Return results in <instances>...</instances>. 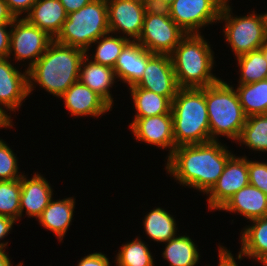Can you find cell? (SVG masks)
I'll return each instance as SVG.
<instances>
[{"label":"cell","mask_w":267,"mask_h":266,"mask_svg":"<svg viewBox=\"0 0 267 266\" xmlns=\"http://www.w3.org/2000/svg\"><path fill=\"white\" fill-rule=\"evenodd\" d=\"M135 86L165 96L172 102L179 87L170 55L152 54L147 50V65Z\"/></svg>","instance_id":"12"},{"label":"cell","mask_w":267,"mask_h":266,"mask_svg":"<svg viewBox=\"0 0 267 266\" xmlns=\"http://www.w3.org/2000/svg\"><path fill=\"white\" fill-rule=\"evenodd\" d=\"M109 259L102 253H91L80 260L77 266H110Z\"/></svg>","instance_id":"36"},{"label":"cell","mask_w":267,"mask_h":266,"mask_svg":"<svg viewBox=\"0 0 267 266\" xmlns=\"http://www.w3.org/2000/svg\"><path fill=\"white\" fill-rule=\"evenodd\" d=\"M218 266H238L230 251L219 247V265Z\"/></svg>","instance_id":"40"},{"label":"cell","mask_w":267,"mask_h":266,"mask_svg":"<svg viewBox=\"0 0 267 266\" xmlns=\"http://www.w3.org/2000/svg\"><path fill=\"white\" fill-rule=\"evenodd\" d=\"M21 179L0 181V216L20 219Z\"/></svg>","instance_id":"31"},{"label":"cell","mask_w":267,"mask_h":266,"mask_svg":"<svg viewBox=\"0 0 267 266\" xmlns=\"http://www.w3.org/2000/svg\"><path fill=\"white\" fill-rule=\"evenodd\" d=\"M10 126H12V123L0 112V128H7Z\"/></svg>","instance_id":"44"},{"label":"cell","mask_w":267,"mask_h":266,"mask_svg":"<svg viewBox=\"0 0 267 266\" xmlns=\"http://www.w3.org/2000/svg\"><path fill=\"white\" fill-rule=\"evenodd\" d=\"M25 176L21 178L20 218L24 210L29 218H39L52 200L53 191L42 175L35 174L29 180Z\"/></svg>","instance_id":"17"},{"label":"cell","mask_w":267,"mask_h":266,"mask_svg":"<svg viewBox=\"0 0 267 266\" xmlns=\"http://www.w3.org/2000/svg\"><path fill=\"white\" fill-rule=\"evenodd\" d=\"M147 65V50L136 41H130L121 51L114 66L116 78L130 86L143 76Z\"/></svg>","instance_id":"20"},{"label":"cell","mask_w":267,"mask_h":266,"mask_svg":"<svg viewBox=\"0 0 267 266\" xmlns=\"http://www.w3.org/2000/svg\"><path fill=\"white\" fill-rule=\"evenodd\" d=\"M10 12L14 15L15 18H19L22 13H29L31 7L36 2V0H4Z\"/></svg>","instance_id":"35"},{"label":"cell","mask_w":267,"mask_h":266,"mask_svg":"<svg viewBox=\"0 0 267 266\" xmlns=\"http://www.w3.org/2000/svg\"><path fill=\"white\" fill-rule=\"evenodd\" d=\"M257 261H260L261 263H263V266H267V251L265 253H263L258 259Z\"/></svg>","instance_id":"45"},{"label":"cell","mask_w":267,"mask_h":266,"mask_svg":"<svg viewBox=\"0 0 267 266\" xmlns=\"http://www.w3.org/2000/svg\"><path fill=\"white\" fill-rule=\"evenodd\" d=\"M237 61L241 71L239 84L267 79V62L260 49L238 56Z\"/></svg>","instance_id":"29"},{"label":"cell","mask_w":267,"mask_h":266,"mask_svg":"<svg viewBox=\"0 0 267 266\" xmlns=\"http://www.w3.org/2000/svg\"><path fill=\"white\" fill-rule=\"evenodd\" d=\"M260 50L263 52V55L267 62V40H265V43L261 46Z\"/></svg>","instance_id":"46"},{"label":"cell","mask_w":267,"mask_h":266,"mask_svg":"<svg viewBox=\"0 0 267 266\" xmlns=\"http://www.w3.org/2000/svg\"><path fill=\"white\" fill-rule=\"evenodd\" d=\"M109 34L101 36L94 42L98 43V45L93 62L114 68L121 51L131 40L127 36L113 37L112 35L109 36Z\"/></svg>","instance_id":"30"},{"label":"cell","mask_w":267,"mask_h":266,"mask_svg":"<svg viewBox=\"0 0 267 266\" xmlns=\"http://www.w3.org/2000/svg\"><path fill=\"white\" fill-rule=\"evenodd\" d=\"M17 158L8 145L0 139V181L21 179L18 175Z\"/></svg>","instance_id":"33"},{"label":"cell","mask_w":267,"mask_h":266,"mask_svg":"<svg viewBox=\"0 0 267 266\" xmlns=\"http://www.w3.org/2000/svg\"><path fill=\"white\" fill-rule=\"evenodd\" d=\"M97 1L109 2V1H111V0H97Z\"/></svg>","instance_id":"49"},{"label":"cell","mask_w":267,"mask_h":266,"mask_svg":"<svg viewBox=\"0 0 267 266\" xmlns=\"http://www.w3.org/2000/svg\"><path fill=\"white\" fill-rule=\"evenodd\" d=\"M143 224L146 234L154 241L167 242L177 236L175 219L160 207L151 210Z\"/></svg>","instance_id":"26"},{"label":"cell","mask_w":267,"mask_h":266,"mask_svg":"<svg viewBox=\"0 0 267 266\" xmlns=\"http://www.w3.org/2000/svg\"><path fill=\"white\" fill-rule=\"evenodd\" d=\"M175 0H147L150 7L156 9H167Z\"/></svg>","instance_id":"42"},{"label":"cell","mask_w":267,"mask_h":266,"mask_svg":"<svg viewBox=\"0 0 267 266\" xmlns=\"http://www.w3.org/2000/svg\"><path fill=\"white\" fill-rule=\"evenodd\" d=\"M249 184L267 195V163L248 160Z\"/></svg>","instance_id":"34"},{"label":"cell","mask_w":267,"mask_h":266,"mask_svg":"<svg viewBox=\"0 0 267 266\" xmlns=\"http://www.w3.org/2000/svg\"><path fill=\"white\" fill-rule=\"evenodd\" d=\"M60 98L64 99L71 115L76 117L88 115L98 117L112 108L101 96L79 80L74 82Z\"/></svg>","instance_id":"16"},{"label":"cell","mask_w":267,"mask_h":266,"mask_svg":"<svg viewBox=\"0 0 267 266\" xmlns=\"http://www.w3.org/2000/svg\"><path fill=\"white\" fill-rule=\"evenodd\" d=\"M24 18L54 39L67 19V12L60 0H36Z\"/></svg>","instance_id":"18"},{"label":"cell","mask_w":267,"mask_h":266,"mask_svg":"<svg viewBox=\"0 0 267 266\" xmlns=\"http://www.w3.org/2000/svg\"><path fill=\"white\" fill-rule=\"evenodd\" d=\"M229 4L222 6L219 21L225 22L224 33L235 56H241L251 51L259 50L265 43L264 19L259 15L247 14L242 17H232Z\"/></svg>","instance_id":"8"},{"label":"cell","mask_w":267,"mask_h":266,"mask_svg":"<svg viewBox=\"0 0 267 266\" xmlns=\"http://www.w3.org/2000/svg\"><path fill=\"white\" fill-rule=\"evenodd\" d=\"M130 129L136 140L152 144L173 153L175 146L172 114L155 115L146 118H134Z\"/></svg>","instance_id":"15"},{"label":"cell","mask_w":267,"mask_h":266,"mask_svg":"<svg viewBox=\"0 0 267 266\" xmlns=\"http://www.w3.org/2000/svg\"><path fill=\"white\" fill-rule=\"evenodd\" d=\"M147 0H111L107 2L110 33L122 31L136 41L142 31L145 14L149 8Z\"/></svg>","instance_id":"11"},{"label":"cell","mask_w":267,"mask_h":266,"mask_svg":"<svg viewBox=\"0 0 267 266\" xmlns=\"http://www.w3.org/2000/svg\"><path fill=\"white\" fill-rule=\"evenodd\" d=\"M15 223V220H13L10 217L6 216H0V240L3 239L7 233H10L9 231L12 229L13 224ZM8 242L6 243H0V250H5V247L7 246Z\"/></svg>","instance_id":"38"},{"label":"cell","mask_w":267,"mask_h":266,"mask_svg":"<svg viewBox=\"0 0 267 266\" xmlns=\"http://www.w3.org/2000/svg\"><path fill=\"white\" fill-rule=\"evenodd\" d=\"M249 184L248 160L232 155L218 178L216 184L207 193L209 209L221 210L225 203L241 188Z\"/></svg>","instance_id":"13"},{"label":"cell","mask_w":267,"mask_h":266,"mask_svg":"<svg viewBox=\"0 0 267 266\" xmlns=\"http://www.w3.org/2000/svg\"><path fill=\"white\" fill-rule=\"evenodd\" d=\"M175 146L211 141L203 88H179L171 105Z\"/></svg>","instance_id":"3"},{"label":"cell","mask_w":267,"mask_h":266,"mask_svg":"<svg viewBox=\"0 0 267 266\" xmlns=\"http://www.w3.org/2000/svg\"><path fill=\"white\" fill-rule=\"evenodd\" d=\"M29 95L28 93V70L24 74L14 68L7 58H0V112L11 123V116L6 114L7 110L15 111L19 109L22 101ZM3 106V108H2Z\"/></svg>","instance_id":"14"},{"label":"cell","mask_w":267,"mask_h":266,"mask_svg":"<svg viewBox=\"0 0 267 266\" xmlns=\"http://www.w3.org/2000/svg\"><path fill=\"white\" fill-rule=\"evenodd\" d=\"M244 114H267V79L239 84L236 89Z\"/></svg>","instance_id":"25"},{"label":"cell","mask_w":267,"mask_h":266,"mask_svg":"<svg viewBox=\"0 0 267 266\" xmlns=\"http://www.w3.org/2000/svg\"><path fill=\"white\" fill-rule=\"evenodd\" d=\"M222 6L219 0H175L167 11L186 34H199L206 24L219 21Z\"/></svg>","instance_id":"9"},{"label":"cell","mask_w":267,"mask_h":266,"mask_svg":"<svg viewBox=\"0 0 267 266\" xmlns=\"http://www.w3.org/2000/svg\"><path fill=\"white\" fill-rule=\"evenodd\" d=\"M240 141V142H239ZM238 142L256 151H267V114H256L246 118Z\"/></svg>","instance_id":"28"},{"label":"cell","mask_w":267,"mask_h":266,"mask_svg":"<svg viewBox=\"0 0 267 266\" xmlns=\"http://www.w3.org/2000/svg\"><path fill=\"white\" fill-rule=\"evenodd\" d=\"M185 35L171 19L167 9L149 7L136 42L152 54L170 55Z\"/></svg>","instance_id":"7"},{"label":"cell","mask_w":267,"mask_h":266,"mask_svg":"<svg viewBox=\"0 0 267 266\" xmlns=\"http://www.w3.org/2000/svg\"><path fill=\"white\" fill-rule=\"evenodd\" d=\"M249 225L241 232V251L237 259L243 256L257 260L267 251V216L251 220Z\"/></svg>","instance_id":"24"},{"label":"cell","mask_w":267,"mask_h":266,"mask_svg":"<svg viewBox=\"0 0 267 266\" xmlns=\"http://www.w3.org/2000/svg\"><path fill=\"white\" fill-rule=\"evenodd\" d=\"M223 5L228 4V0H219Z\"/></svg>","instance_id":"48"},{"label":"cell","mask_w":267,"mask_h":266,"mask_svg":"<svg viewBox=\"0 0 267 266\" xmlns=\"http://www.w3.org/2000/svg\"><path fill=\"white\" fill-rule=\"evenodd\" d=\"M108 33L107 2L93 0L80 10L67 14V19L54 41L83 49L87 54L91 44Z\"/></svg>","instance_id":"6"},{"label":"cell","mask_w":267,"mask_h":266,"mask_svg":"<svg viewBox=\"0 0 267 266\" xmlns=\"http://www.w3.org/2000/svg\"><path fill=\"white\" fill-rule=\"evenodd\" d=\"M15 19L7 3L4 0H0V24H12Z\"/></svg>","instance_id":"41"},{"label":"cell","mask_w":267,"mask_h":266,"mask_svg":"<svg viewBox=\"0 0 267 266\" xmlns=\"http://www.w3.org/2000/svg\"><path fill=\"white\" fill-rule=\"evenodd\" d=\"M221 209L240 213L250 221L262 218L267 216V195L260 189L248 184L237 191Z\"/></svg>","instance_id":"19"},{"label":"cell","mask_w":267,"mask_h":266,"mask_svg":"<svg viewBox=\"0 0 267 266\" xmlns=\"http://www.w3.org/2000/svg\"><path fill=\"white\" fill-rule=\"evenodd\" d=\"M226 148L218 141L178 146L167 159V172L180 185L193 187L207 194L233 155Z\"/></svg>","instance_id":"1"},{"label":"cell","mask_w":267,"mask_h":266,"mask_svg":"<svg viewBox=\"0 0 267 266\" xmlns=\"http://www.w3.org/2000/svg\"><path fill=\"white\" fill-rule=\"evenodd\" d=\"M87 55L84 56L81 62L78 80L96 92L112 107L113 98L109 89L116 79L115 71L112 67L95 63L93 60L89 61V56Z\"/></svg>","instance_id":"21"},{"label":"cell","mask_w":267,"mask_h":266,"mask_svg":"<svg viewBox=\"0 0 267 266\" xmlns=\"http://www.w3.org/2000/svg\"><path fill=\"white\" fill-rule=\"evenodd\" d=\"M16 18L12 23L9 57L12 51L18 61L30 60L29 67H32L45 53L48 46L54 39L37 26L30 24L25 18Z\"/></svg>","instance_id":"10"},{"label":"cell","mask_w":267,"mask_h":266,"mask_svg":"<svg viewBox=\"0 0 267 266\" xmlns=\"http://www.w3.org/2000/svg\"><path fill=\"white\" fill-rule=\"evenodd\" d=\"M23 263H19L17 266H20ZM0 266H12L10 258L4 250H0Z\"/></svg>","instance_id":"43"},{"label":"cell","mask_w":267,"mask_h":266,"mask_svg":"<svg viewBox=\"0 0 267 266\" xmlns=\"http://www.w3.org/2000/svg\"><path fill=\"white\" fill-rule=\"evenodd\" d=\"M74 205L75 200L72 197L58 201L51 200L38 218L39 223L53 231L60 241L63 240L72 222Z\"/></svg>","instance_id":"22"},{"label":"cell","mask_w":267,"mask_h":266,"mask_svg":"<svg viewBox=\"0 0 267 266\" xmlns=\"http://www.w3.org/2000/svg\"><path fill=\"white\" fill-rule=\"evenodd\" d=\"M205 98L211 141H218L217 136L222 135L238 142L247 116L234 87L220 79L205 87Z\"/></svg>","instance_id":"5"},{"label":"cell","mask_w":267,"mask_h":266,"mask_svg":"<svg viewBox=\"0 0 267 266\" xmlns=\"http://www.w3.org/2000/svg\"><path fill=\"white\" fill-rule=\"evenodd\" d=\"M85 55L83 49L53 41L38 61L27 69L29 95L34 81L49 93L60 97L78 81L80 65Z\"/></svg>","instance_id":"2"},{"label":"cell","mask_w":267,"mask_h":266,"mask_svg":"<svg viewBox=\"0 0 267 266\" xmlns=\"http://www.w3.org/2000/svg\"><path fill=\"white\" fill-rule=\"evenodd\" d=\"M264 19L265 39L267 40V13L262 14Z\"/></svg>","instance_id":"47"},{"label":"cell","mask_w":267,"mask_h":266,"mask_svg":"<svg viewBox=\"0 0 267 266\" xmlns=\"http://www.w3.org/2000/svg\"><path fill=\"white\" fill-rule=\"evenodd\" d=\"M163 257L170 266H195L199 260V253L189 236H176L166 242Z\"/></svg>","instance_id":"27"},{"label":"cell","mask_w":267,"mask_h":266,"mask_svg":"<svg viewBox=\"0 0 267 266\" xmlns=\"http://www.w3.org/2000/svg\"><path fill=\"white\" fill-rule=\"evenodd\" d=\"M12 24H0V58L9 57L11 31H7V27Z\"/></svg>","instance_id":"37"},{"label":"cell","mask_w":267,"mask_h":266,"mask_svg":"<svg viewBox=\"0 0 267 266\" xmlns=\"http://www.w3.org/2000/svg\"><path fill=\"white\" fill-rule=\"evenodd\" d=\"M201 34H186L170 54L179 88H203L220 79L211 71L214 56Z\"/></svg>","instance_id":"4"},{"label":"cell","mask_w":267,"mask_h":266,"mask_svg":"<svg viewBox=\"0 0 267 266\" xmlns=\"http://www.w3.org/2000/svg\"><path fill=\"white\" fill-rule=\"evenodd\" d=\"M93 0H60V3L65 8L67 14L80 10L85 5Z\"/></svg>","instance_id":"39"},{"label":"cell","mask_w":267,"mask_h":266,"mask_svg":"<svg viewBox=\"0 0 267 266\" xmlns=\"http://www.w3.org/2000/svg\"><path fill=\"white\" fill-rule=\"evenodd\" d=\"M120 250L116 257L117 266H154L149 248L139 238L122 245Z\"/></svg>","instance_id":"32"},{"label":"cell","mask_w":267,"mask_h":266,"mask_svg":"<svg viewBox=\"0 0 267 266\" xmlns=\"http://www.w3.org/2000/svg\"><path fill=\"white\" fill-rule=\"evenodd\" d=\"M130 91L137 112L135 118L172 114V102L167 97L135 85L130 86Z\"/></svg>","instance_id":"23"}]
</instances>
